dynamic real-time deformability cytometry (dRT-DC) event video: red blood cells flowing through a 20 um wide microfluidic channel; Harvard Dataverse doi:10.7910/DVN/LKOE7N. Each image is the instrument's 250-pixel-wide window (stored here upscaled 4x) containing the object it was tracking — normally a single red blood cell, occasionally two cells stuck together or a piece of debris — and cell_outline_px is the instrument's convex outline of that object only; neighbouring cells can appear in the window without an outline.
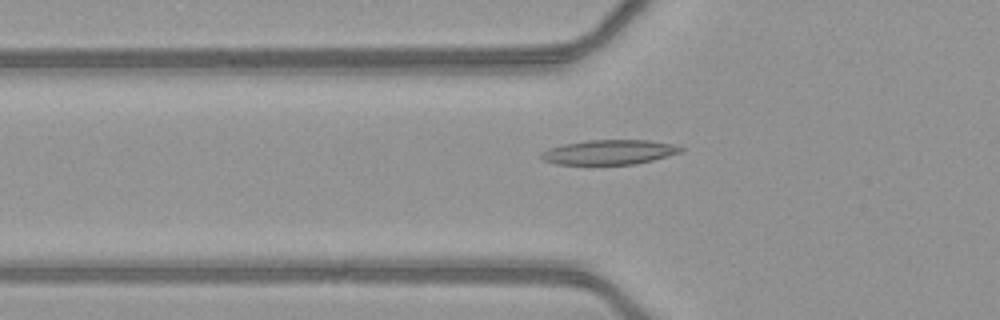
{"species": "common noctule bat (a hibernating species)", "species_latin": "Nyctalus noctula", "temperature_condition": "warm", "stored_images_in_passage": 47, "camera_frame_rate_fps": 3000, "um_per_image_px": 0.085, "animal": {"sex": "female", "body_mass_g": 21.9}, "frame": {"image": 1, "passage_image": 19, "time_ms": 6.0, "image_size_px": [1000, 320], "cell_outline_px": [[684, 152], [636, 164], [556, 164], [544, 160], [540, 156], [540, 152], [548, 148], [560, 144], [588, 140], [648, 140], [672, 144], [684, 148]], "centroid_in_image_um": [51.77, 12.93], "position_along_channel_um": 74.0, "area_um2": 20.17}}
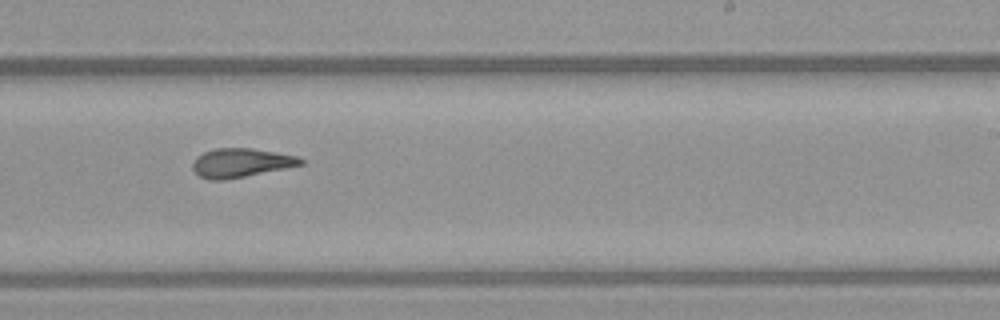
{"frame": {"image": 2, "passage_image": 33, "time_ms": 10.667, "image_size_px": [1000, 320], "cell_outline_px": [[304, 164], [224, 180], [208, 180], [200, 176], [192, 168], [192, 164], [196, 156], [204, 152], [216, 148], [252, 148], [276, 152], [296, 156], [304, 160]], "centroid_in_image_um": [20.45, 13.83], "position_along_channel_um": 268.6, "area_um2": 18.03}}
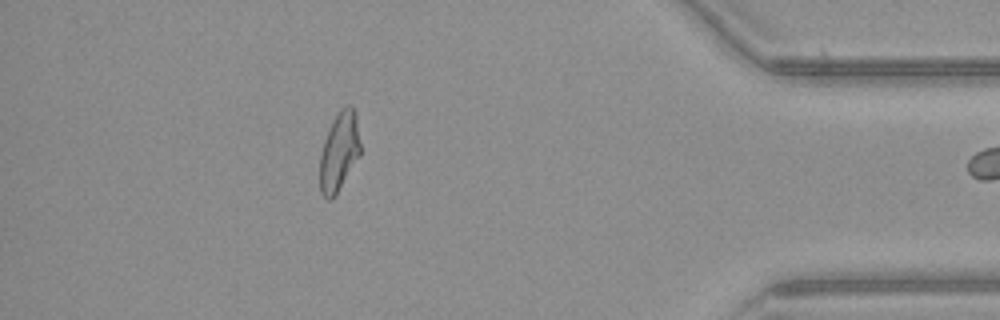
{"frame": {"image": 3, "passage_image": 46, "time_ms": 15.0, "image_size_px": [1000, 320], "cell_outline_px": [[360, 156], [336, 196], [332, 200], [328, 200], [320, 192], [320, 156], [324, 140], [328, 128], [340, 108], [344, 104], [352, 104], [356, 112], [360, 144]], "centroid_in_image_um": [28.84, 12.87], "position_along_channel_um": 406.4, "area_um2": 19.07}}